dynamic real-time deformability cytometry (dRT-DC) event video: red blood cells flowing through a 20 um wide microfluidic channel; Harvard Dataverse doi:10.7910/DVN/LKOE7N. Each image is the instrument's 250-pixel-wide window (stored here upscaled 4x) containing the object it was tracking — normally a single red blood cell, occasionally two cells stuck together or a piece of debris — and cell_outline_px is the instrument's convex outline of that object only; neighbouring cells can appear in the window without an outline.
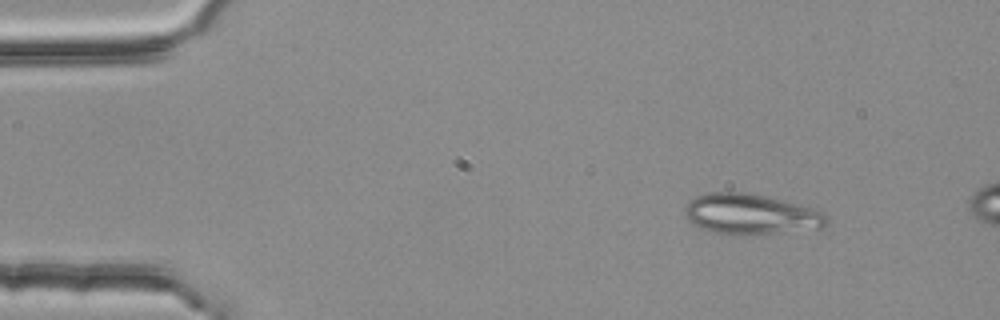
{"species": "common noctule bat (a hibernating species)", "species_latin": "Nyctalus noctula", "temperature_condition": "room temperature", "stored_images_in_passage": 4, "camera_frame_rate_fps": 3000, "um_per_image_px": 0.085, "animal": {"sex": "female", "body_mass_g": 25.1}, "frame": {"image": 1, "passage_image": 1, "time_ms": 0.0, "image_size_px": [1000, 320], "cell_outline_px": [[828, 220], [820, 228], [780, 232], [712, 232], [700, 228], [692, 224], [684, 216], [684, 208], [696, 196], [708, 192], [748, 192], [816, 208], [824, 212], [828, 216]], "centroid_in_image_um": [63.81, 18.16], "position_along_channel_um": 21.2, "area_um2": 32.71}}